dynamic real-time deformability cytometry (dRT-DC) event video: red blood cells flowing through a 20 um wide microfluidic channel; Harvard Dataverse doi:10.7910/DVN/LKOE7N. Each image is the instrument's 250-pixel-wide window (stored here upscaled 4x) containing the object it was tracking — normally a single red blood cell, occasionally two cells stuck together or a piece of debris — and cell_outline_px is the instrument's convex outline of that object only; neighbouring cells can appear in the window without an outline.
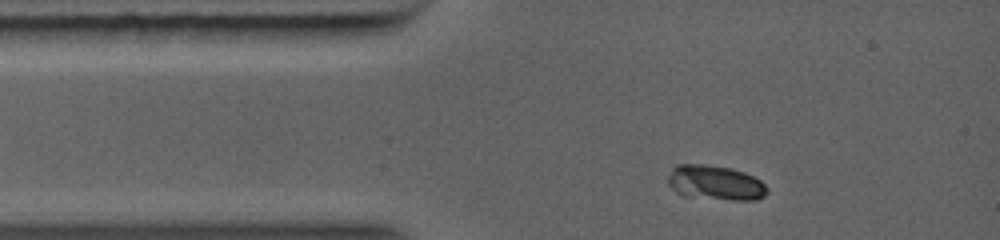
{"species": "common noctule bat (a hibernating species)", "species_latin": "Nyctalus noctula", "temperature_condition": "warm", "stored_images_in_passage": 14, "camera_frame_rate_fps": 5000, "um_per_image_px": 0.085, "animal": {"sex": "female", "body_mass_g": 19.0, "forearm_length_mm": 56.7}, "frame": {"image": 1, "passage_image": 1, "time_ms": 0.0, "image_size_px": [1000, 240], "cell_outline_px": [[764, 196], [752, 200], [736, 200], [712, 196], [676, 188], [668, 184], [668, 180], [676, 168], [680, 164], [696, 164], [728, 168], [752, 176], [760, 180], [764, 184]], "centroid_in_image_um": [60.93, 15.48], "position_along_channel_um": 24.1, "area_um2": 17.74}}
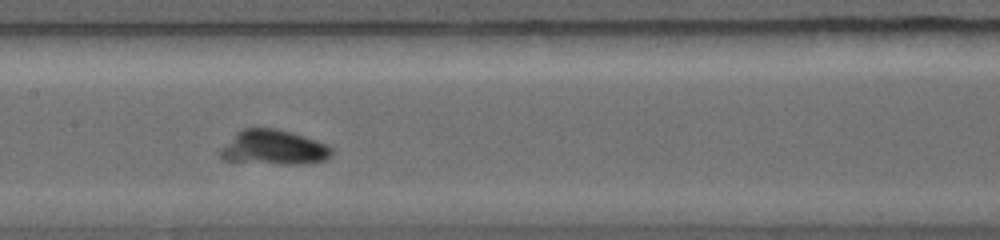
{"frame": {"image": 2, "passage_image": 7, "time_ms": 3.8, "image_size_px": [1000, 240], "cell_outline_px": [[328, 152], [320, 160], [232, 160], [224, 156], [224, 152], [240, 132], [244, 128], [272, 128], [288, 132], [320, 144], [328, 148]], "centroid_in_image_um": [23.21, 12.44], "position_along_channel_um": 184.2, "area_um2": 18.44}}
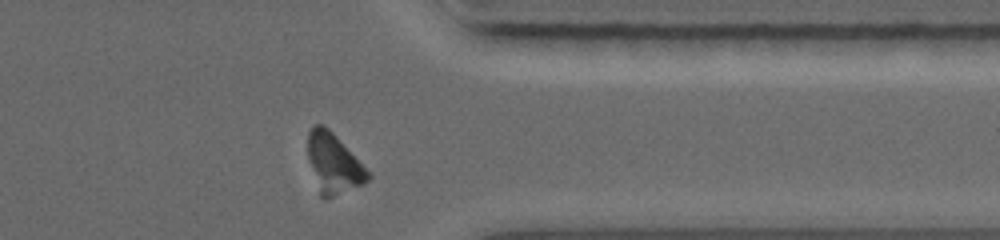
{"frame": {"image": 3, "passage_image": 14, "time_ms": 8.0, "image_size_px": [1000, 240], "cell_outline_px": [[372, 176], [364, 184], [324, 200], [320, 196], [308, 156], [308, 132], [316, 124], [324, 124], [332, 132]], "centroid_in_image_um": [28.33, 13.91], "position_along_channel_um": 383.1, "area_um2": 20.4}}